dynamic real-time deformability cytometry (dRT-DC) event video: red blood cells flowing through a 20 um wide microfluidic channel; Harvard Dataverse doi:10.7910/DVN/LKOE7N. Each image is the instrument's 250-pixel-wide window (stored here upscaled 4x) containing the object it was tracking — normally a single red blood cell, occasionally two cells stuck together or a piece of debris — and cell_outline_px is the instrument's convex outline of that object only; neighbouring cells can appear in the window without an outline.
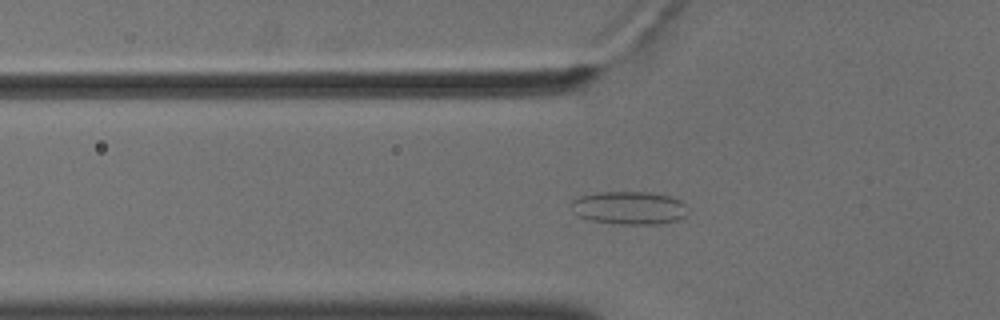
{"species": "common noctule bat (a hibernating species)", "species_latin": "Nyctalus noctula", "temperature_condition": "cold", "stored_images_in_passage": 56, "camera_frame_rate_fps": 3000, "um_per_image_px": 0.085, "animal": {"sex": "male", "body_mass_g": 18.8}, "frame": {"image": 1, "passage_image": 20, "time_ms": 6.333, "image_size_px": [1000, 320], "cell_outline_px": [[688, 216], [680, 220], [656, 224], [620, 224], [592, 220], [580, 216], [576, 212], [572, 204], [572, 200], [580, 196], [600, 192], [652, 192], [668, 196], [680, 200], [684, 204], [688, 212]], "centroid_in_image_um": [53.56, 17.67], "position_along_channel_um": 72.2, "area_um2": 22.31}}
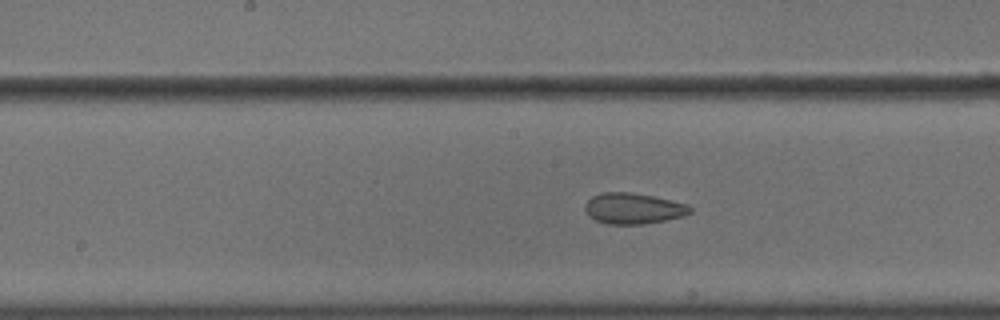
{"frame": {"image": 2, "passage_image": 30, "time_ms": 9.667, "image_size_px": [1000, 320], "cell_outline_px": [[692, 212], [684, 216], [644, 224], [608, 224], [596, 220], [588, 216], [584, 208], [584, 204], [592, 196], [604, 192], [628, 192], [652, 196], [688, 204], [692, 208]], "centroid_in_image_um": [53.82, 17.72], "position_along_channel_um": 194.4, "area_um2": 18.9}}
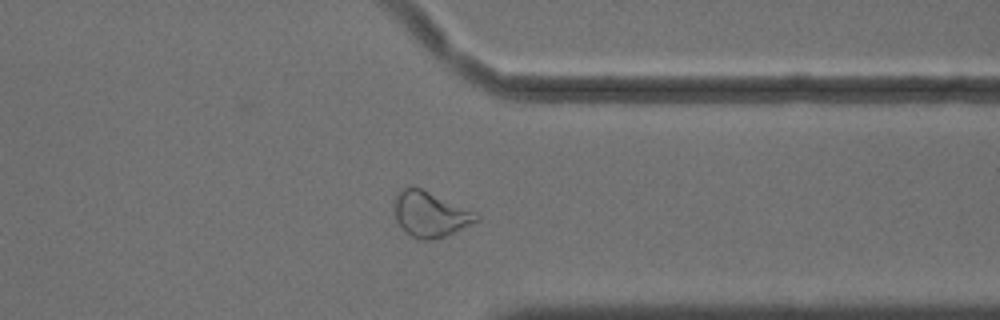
{"frame": {"image": 3, "passage_image": 45, "time_ms": 14.667, "image_size_px": [1000, 320], "cell_outline_px": [[480, 220], [444, 236], [432, 240], [420, 240], [412, 236], [400, 228], [396, 220], [392, 208], [396, 196], [404, 188], [420, 188], [476, 212], [480, 216]], "centroid_in_image_um": [36.54, 18.23], "position_along_channel_um": 374.9, "area_um2": 21.5}, "authors_computed_cell_mechanics": {"area_um2": 23.0622, "velocity_mm_per_s": 3.636, "shape_relaxation_time_tau1_ms": null, "shape_relaxation_time_tau2_ms": 1.8186, "deformation_change_tau1": null, "deformation_change_tau2": 0.0774}}